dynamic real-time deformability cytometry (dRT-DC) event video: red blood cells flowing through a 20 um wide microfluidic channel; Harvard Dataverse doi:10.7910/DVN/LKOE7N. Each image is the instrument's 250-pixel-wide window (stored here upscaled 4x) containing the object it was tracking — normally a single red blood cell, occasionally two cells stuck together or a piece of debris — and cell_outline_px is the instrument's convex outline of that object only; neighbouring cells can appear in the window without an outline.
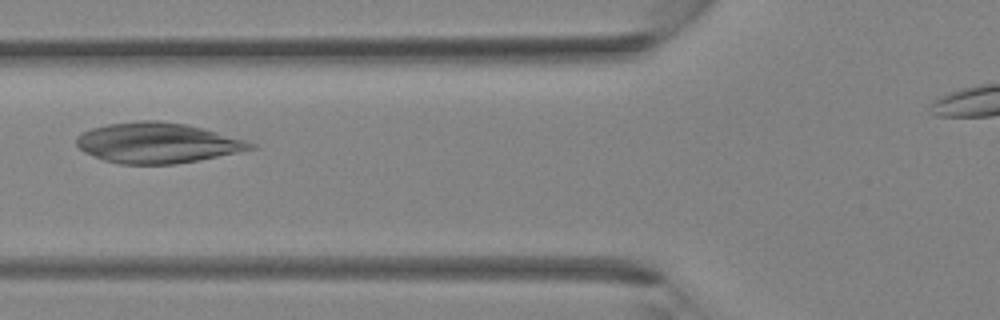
{"species": "Egyptian fruit bat (a non-hibernating species)", "species_latin": "Rousettus aegyptiacus", "temperature_condition": "room temperature", "stored_images_in_passage": 33, "camera_frame_rate_fps": 3000, "um_per_image_px": 0.085, "animal": {"sex": "female"}, "frame": {"image": 1, "passage_image": 14, "time_ms": 4.333, "image_size_px": [1000, 320], "cell_outline_px": [[260, 148], [196, 160], [172, 164], [120, 164], [104, 160], [92, 156], [84, 152], [76, 144], [76, 140], [84, 132], [92, 128], [108, 124], [140, 120], [160, 120], [188, 124], [204, 128], [244, 140], [256, 144]], "centroid_in_image_um": [13.4, 12.14], "position_along_channel_um": 112.4, "area_um2": 40.81}}
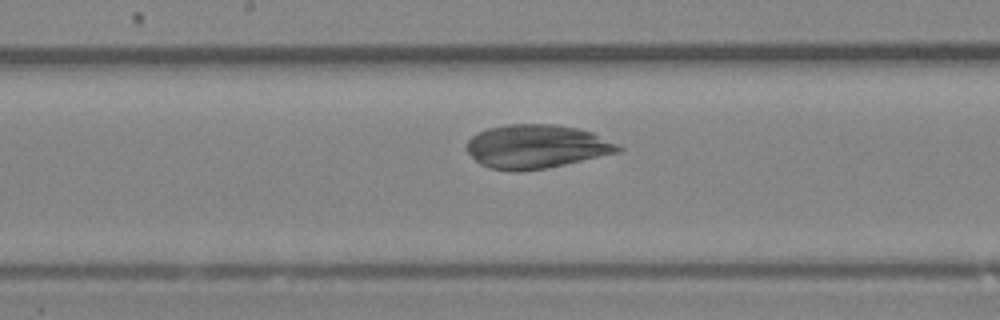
{"frame": {"image": 2, "passage_image": 19, "time_ms": 6.0, "image_size_px": [1000, 320], "cell_outline_px": [[624, 148], [620, 152], [564, 164], [544, 168], [516, 172], [492, 168], [480, 164], [468, 152], [464, 144], [472, 136], [488, 128], [508, 124], [556, 124], [580, 128], [592, 132]], "centroid_in_image_um": [45.58, 12.44], "position_along_channel_um": 202.6, "area_um2": 38.44}}
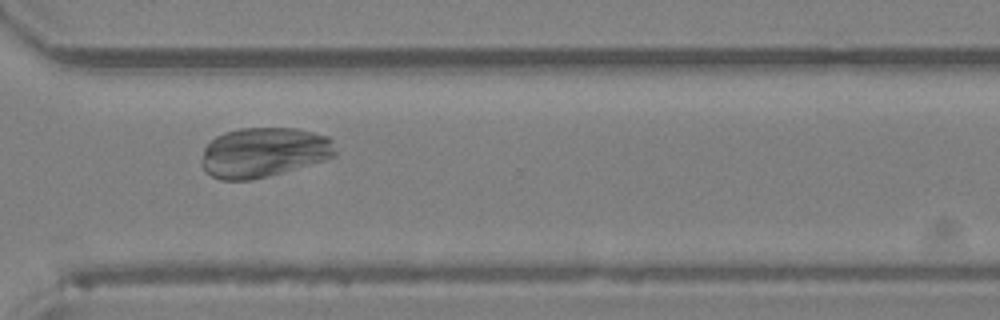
{"frame": {"image": 3, "passage_image": 27, "time_ms": 8.667, "image_size_px": [1000, 320], "cell_outline_px": [[336, 156], [324, 160], [268, 176], [252, 180], [220, 180], [204, 172], [200, 164], [204, 148], [216, 136], [224, 132], [240, 128], [296, 128], [328, 136], [332, 140], [336, 152]], "centroid_in_image_um": [22.39, 12.95], "position_along_channel_um": 348.2, "area_um2": 38.96}}